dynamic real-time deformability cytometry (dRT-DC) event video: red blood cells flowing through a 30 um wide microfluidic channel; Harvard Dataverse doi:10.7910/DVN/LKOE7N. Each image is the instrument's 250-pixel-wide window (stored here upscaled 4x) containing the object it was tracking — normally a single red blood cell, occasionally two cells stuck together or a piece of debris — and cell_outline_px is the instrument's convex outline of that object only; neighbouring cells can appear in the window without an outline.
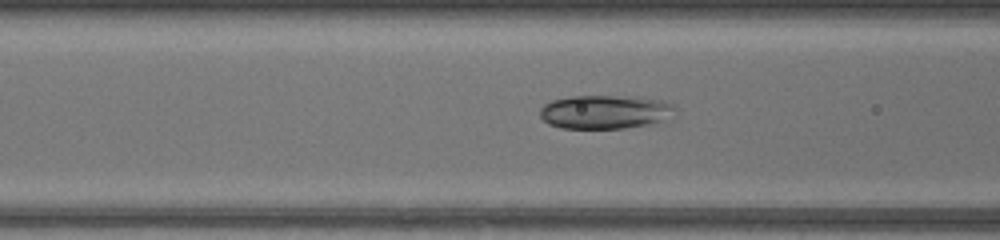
{"species": "common noctule bat (a hibernating species)", "species_latin": "Nyctalus noctula", "temperature_condition": "warm", "stored_images_in_passage": 49, "camera_frame_rate_fps": 3000, "um_per_image_px": 0.085, "animal": {"sex": "female", "body_mass_g": 17.0, "forearm_length_mm": 48.0}, "frame": {"image": 1, "passage_image": 21, "time_ms": 6.667, "image_size_px": [1000, 240], "cell_outline_px": [[676, 116], [648, 124], [624, 128], [560, 128], [548, 124], [540, 116], [540, 108], [544, 104], [552, 100], [572, 96], [640, 96], [660, 100], [676, 104]], "centroid_in_image_um": [51.48, 9.5], "position_along_channel_um": 115.1, "area_um2": 26.93}}
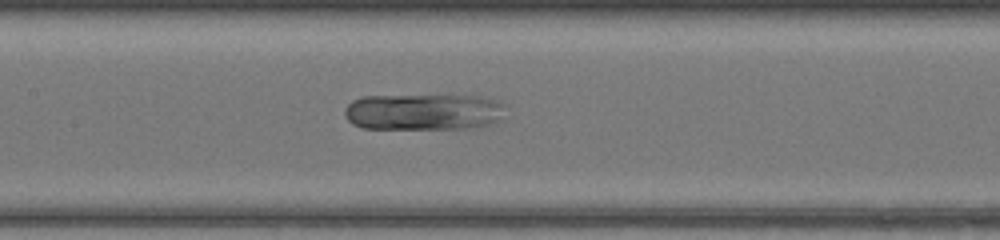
{"frame": {"image": 2, "passage_image": 25, "time_ms": 8.0, "image_size_px": [1000, 240], "cell_outline_px": [[504, 104], [500, 120], [480, 128], [364, 128], [352, 124], [344, 116], [344, 108], [352, 100], [364, 96], [480, 96], [496, 100]], "centroid_in_image_um": [35.98, 9.51], "position_along_channel_um": 171.4, "area_um2": 34.1}}